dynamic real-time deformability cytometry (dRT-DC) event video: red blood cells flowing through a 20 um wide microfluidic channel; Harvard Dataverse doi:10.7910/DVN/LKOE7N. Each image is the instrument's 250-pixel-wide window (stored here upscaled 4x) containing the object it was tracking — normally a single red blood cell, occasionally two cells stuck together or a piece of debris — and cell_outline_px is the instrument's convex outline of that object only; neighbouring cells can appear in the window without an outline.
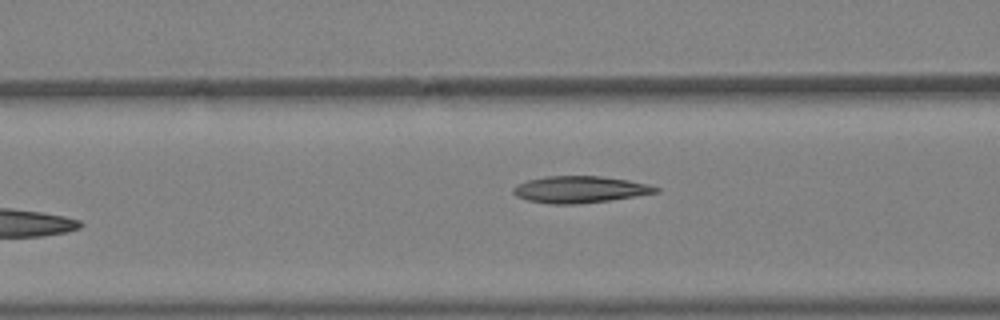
{"species": "Egyptian fruit bat (a non-hibernating species)", "species_latin": "Rousettus aegyptiacus", "temperature_condition": "warm", "stored_images_in_passage": 6, "camera_frame_rate_fps": 3000, "um_per_image_px": 0.085, "animal": {"sex": "female"}, "frame": {"image": 1, "passage_image": 6, "time_ms": 1.667, "image_size_px": [1000, 320], "cell_outline_px": [[660, 192], [612, 200], [576, 204], [552, 204], [528, 200], [516, 196], [512, 192], [512, 188], [528, 180], [548, 176], [600, 176], [628, 180], [648, 184], [660, 188]], "centroid_in_image_um": [49.32, 16.11], "position_along_channel_um": 117.3, "area_um2": 22.14}}